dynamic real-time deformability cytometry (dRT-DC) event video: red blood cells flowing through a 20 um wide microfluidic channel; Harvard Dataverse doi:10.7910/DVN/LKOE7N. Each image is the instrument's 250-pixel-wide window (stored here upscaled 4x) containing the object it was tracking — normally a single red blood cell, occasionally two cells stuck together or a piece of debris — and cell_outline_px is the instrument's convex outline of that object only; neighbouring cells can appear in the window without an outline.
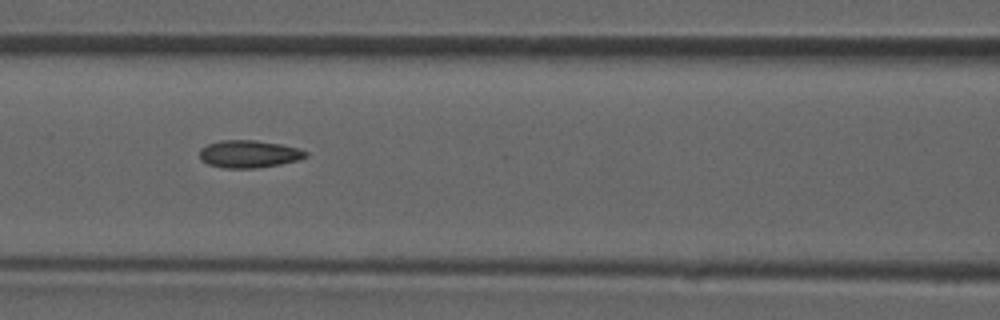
{"species": "common noctule bat (a hibernating species)", "species_latin": "Nyctalus noctula", "temperature_condition": "room temperature", "stored_images_in_passage": 46, "camera_frame_rate_fps": 3000, "um_per_image_px": 0.085, "animal": {"sex": "male", "forearm_length_mm": 52.5}, "frame": {"image": 1, "passage_image": 20, "time_ms": 6.333, "image_size_px": [1000, 320], "cell_outline_px": [[308, 156], [296, 160], [280, 164], [256, 168], [224, 168], [208, 164], [200, 160], [200, 148], [208, 144], [220, 140], [256, 140], [280, 144], [296, 148], [308, 152]], "centroid_in_image_um": [21.12, 13.09], "position_along_channel_um": 145.5, "area_um2": 16.94}}